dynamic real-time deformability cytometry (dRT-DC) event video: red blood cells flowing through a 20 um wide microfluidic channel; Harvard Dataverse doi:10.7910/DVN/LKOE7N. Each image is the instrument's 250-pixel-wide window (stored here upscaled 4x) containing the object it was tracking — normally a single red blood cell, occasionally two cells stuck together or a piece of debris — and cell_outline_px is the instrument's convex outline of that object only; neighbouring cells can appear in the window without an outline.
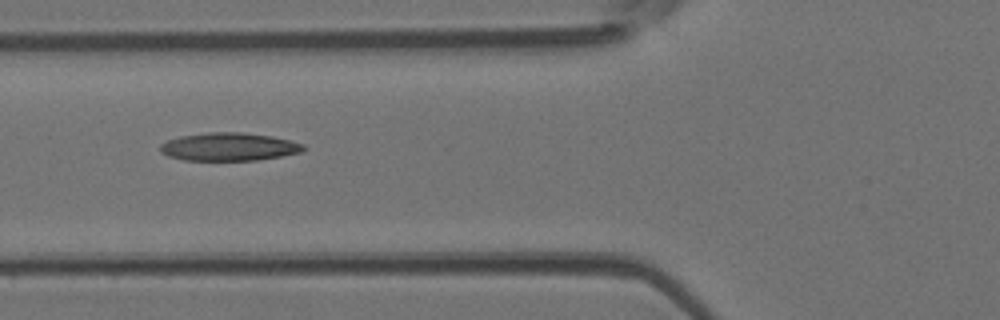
{"species": "Egyptian fruit bat (a non-hibernating species)", "species_latin": "Rousettus aegyptiacus", "temperature_condition": "room temperature", "stored_images_in_passage": 6, "camera_frame_rate_fps": 3000, "um_per_image_px": 0.085, "animal": {"sex": "female"}, "frame": {"image": 1, "passage_image": 6, "time_ms": 1.667, "image_size_px": [1000, 320], "cell_outline_px": [[308, 148], [300, 152], [280, 156], [256, 160], [184, 160], [168, 156], [160, 152], [160, 144], [168, 140], [180, 136], [208, 132], [240, 132], [272, 136], [304, 144]], "centroid_in_image_um": [19.45, 12.47], "position_along_channel_um": 106.4, "area_um2": 23.35}}